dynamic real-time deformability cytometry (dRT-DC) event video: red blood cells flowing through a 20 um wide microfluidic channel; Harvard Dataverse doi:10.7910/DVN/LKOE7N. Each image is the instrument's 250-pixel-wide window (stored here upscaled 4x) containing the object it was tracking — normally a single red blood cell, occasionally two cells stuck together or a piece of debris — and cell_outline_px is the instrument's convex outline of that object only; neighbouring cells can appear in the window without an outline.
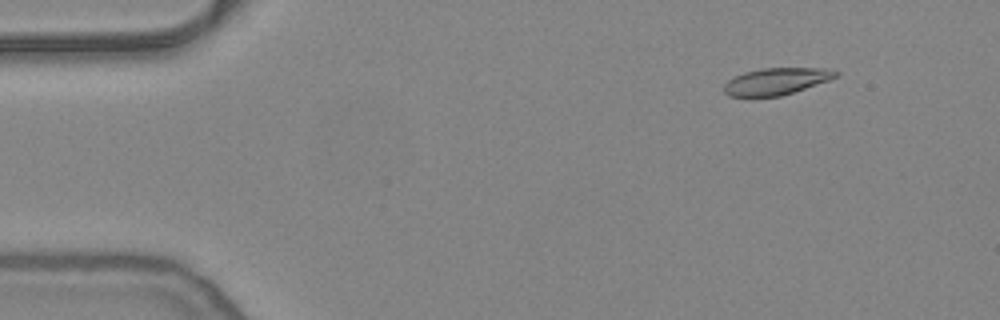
{"species": "common noctule bat (a hibernating species)", "species_latin": "Nyctalus noctula", "temperature_condition": "warm", "stored_images_in_passage": 54, "camera_frame_rate_fps": 3000, "um_per_image_px": 0.085, "animal": {"sex": "female", "body_mass_g": 24.6, "forearm_length_mm": 56.2}, "frame": {"image": 1, "passage_image": 6, "time_ms": 1.667, "image_size_px": [1000, 320], "cell_outline_px": [[840, 72], [836, 76], [828, 80], [780, 96], [728, 96], [724, 92], [724, 84], [728, 80], [744, 72], [760, 68], [824, 68]], "centroid_in_image_um": [65.95, 6.9], "position_along_channel_um": 19.1, "area_um2": 17.17}}
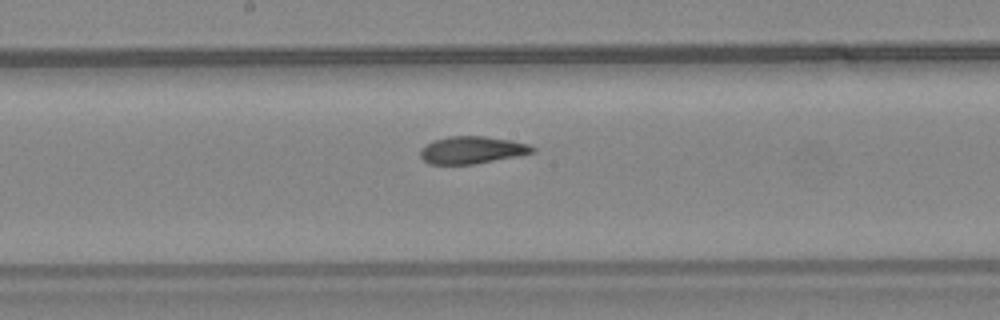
{"frame": {"image": 2, "passage_image": 28, "time_ms": 9.0, "image_size_px": [1000, 320], "cell_outline_px": [[536, 152], [516, 156], [472, 164], [428, 164], [420, 156], [420, 152], [432, 140], [448, 136], [484, 136], [512, 140], [528, 144], [536, 148]], "centroid_in_image_um": [40.14, 12.74], "position_along_channel_um": 208.1, "area_um2": 17.74}}
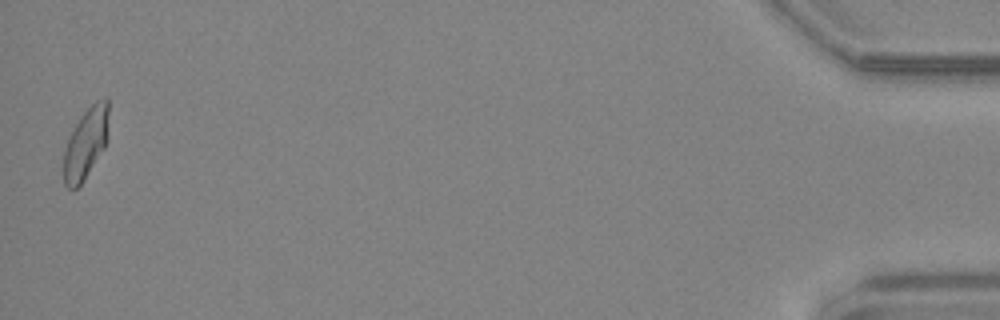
{"frame": {"image": 3, "passage_image": 53, "time_ms": 17.333, "image_size_px": [1000, 320], "cell_outline_px": [[108, 112], [104, 148], [84, 180], [76, 188], [68, 188], [64, 184], [64, 148], [76, 124], [84, 112], [96, 100], [104, 96], [108, 96]], "centroid_in_image_um": [7.29, 12.17], "position_along_channel_um": 427.9, "area_um2": 18.09}, "authors_computed_cell_mechanics": {"area_um2": 18.3515, "velocity_mm_per_s": 3.8149, "shape_relaxation_time_tau1_ms": 9.1987, "shape_relaxation_time_tau2_ms": 1.7582, "deformation_change_tau1": 0.2422, "deformation_change_tau2": 0.0721}}